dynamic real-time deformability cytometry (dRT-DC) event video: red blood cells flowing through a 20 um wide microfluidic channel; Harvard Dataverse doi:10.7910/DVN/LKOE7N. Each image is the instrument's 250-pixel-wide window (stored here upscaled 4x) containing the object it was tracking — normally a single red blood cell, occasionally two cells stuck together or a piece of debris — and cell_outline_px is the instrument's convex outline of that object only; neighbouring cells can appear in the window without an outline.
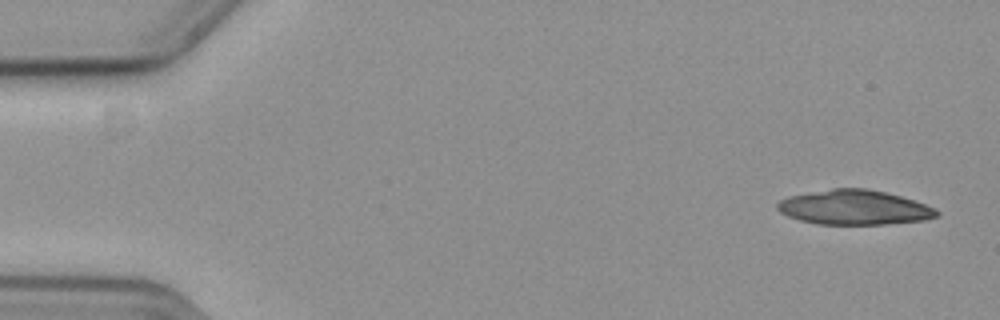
{"species": "common noctule bat (a hibernating species)", "species_latin": "Nyctalus noctula", "temperature_condition": "cold", "stored_images_in_passage": 43, "camera_frame_rate_fps": 3000, "um_per_image_px": 0.085, "animal": {"sex": "female", "body_mass_g": 19.3, "forearm_length_mm": 54.1}, "frame": {"image": 1, "passage_image": 3, "time_ms": 0.667, "image_size_px": [1000, 320], "cell_outline_px": [[940, 212], [936, 216], [924, 220], [884, 224], [816, 224], [800, 220], [788, 216], [780, 212], [776, 208], [776, 204], [780, 200], [788, 196], [832, 188], [864, 188], [884, 192], [900, 196], [924, 204]], "centroid_in_image_um": [72.55, 17.63], "position_along_channel_um": 12.4, "area_um2": 31.91}}